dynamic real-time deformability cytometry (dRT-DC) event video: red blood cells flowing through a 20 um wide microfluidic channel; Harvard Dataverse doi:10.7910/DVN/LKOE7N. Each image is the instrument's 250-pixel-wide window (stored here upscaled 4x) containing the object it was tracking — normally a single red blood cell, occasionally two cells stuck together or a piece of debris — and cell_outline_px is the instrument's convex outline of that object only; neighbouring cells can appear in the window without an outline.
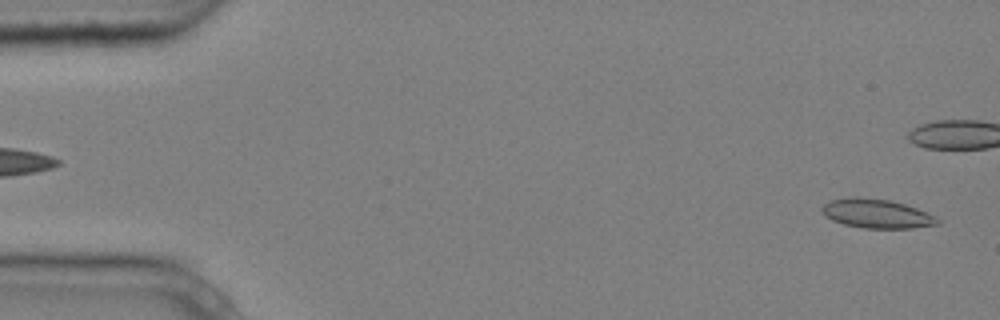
{"species": "common noctule bat (a hibernating species)", "species_latin": "Nyctalus noctula", "temperature_condition": "cold", "stored_images_in_passage": 4, "segment_of_instrument_passage": [2, 2], "camera_frame_rate_fps": 3000, "um_per_image_px": 0.085, "animal": {"sex": "male", "body_mass_g": 20.4}, "frame": {"image": 1, "passage_image": 4, "time_ms": 1.0, "image_size_px": [1000, 320], "cell_outline_px": [[940, 224], [912, 228], [864, 228], [844, 224], [832, 220], [824, 216], [820, 208], [824, 204], [832, 200], [856, 196], [888, 200], [904, 204], [916, 208], [940, 220]], "centroid_in_image_um": [74.47, 18.16], "position_along_channel_um": 10.5, "area_um2": 19.36}}